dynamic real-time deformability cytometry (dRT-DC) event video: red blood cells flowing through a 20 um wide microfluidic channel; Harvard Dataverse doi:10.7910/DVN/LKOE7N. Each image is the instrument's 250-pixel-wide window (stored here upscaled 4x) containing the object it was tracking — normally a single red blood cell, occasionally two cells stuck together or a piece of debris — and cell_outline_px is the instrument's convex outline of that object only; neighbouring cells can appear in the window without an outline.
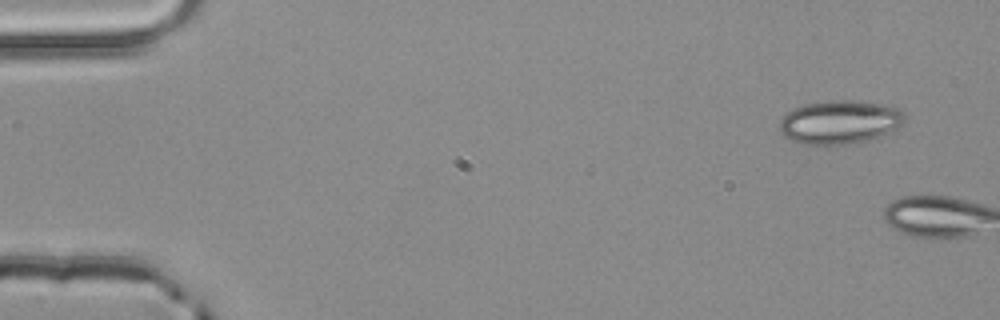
{"species": "common noctule bat (a hibernating species)", "species_latin": "Nyctalus noctula", "temperature_condition": "room temperature", "stored_images_in_passage": 4, "camera_frame_rate_fps": 3000, "um_per_image_px": 0.085, "animal": {"sex": "male", "body_mass_g": 20.4}, "frame": {"image": 1, "passage_image": 1, "time_ms": 0.0, "image_size_px": [1000, 320], "cell_outline_px": [[904, 120], [896, 128], [868, 140], [836, 148], [804, 144], [788, 140], [784, 136], [780, 128], [780, 120], [792, 108], [804, 104], [832, 100], [852, 100], [884, 104], [900, 108], [904, 112]], "centroid_in_image_um": [71.34, 10.41], "position_along_channel_um": 13.7, "area_um2": 32.37}}